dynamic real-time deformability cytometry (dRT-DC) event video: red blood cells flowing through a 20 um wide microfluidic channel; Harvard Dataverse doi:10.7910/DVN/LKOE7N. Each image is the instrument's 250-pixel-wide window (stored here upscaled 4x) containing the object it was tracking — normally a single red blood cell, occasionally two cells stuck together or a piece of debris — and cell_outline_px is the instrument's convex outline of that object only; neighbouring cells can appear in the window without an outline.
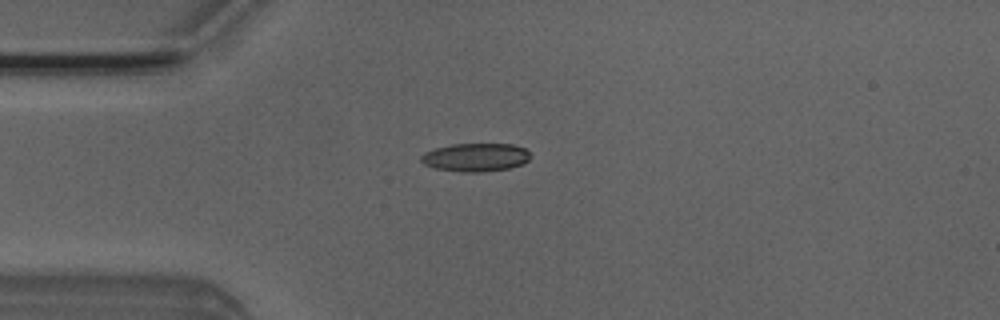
{"species": "Egyptian fruit bat (a non-hibernating species)", "species_latin": "Rousettus aegyptiacus", "temperature_condition": "room temperature", "stored_images_in_passage": 34, "camera_frame_rate_fps": 3000, "um_per_image_px": 0.085, "animal": {"sex": "male"}, "frame": {"image": 1, "passage_image": 2, "time_ms": 0.333, "image_size_px": [1000, 320], "cell_outline_px": [[532, 156], [528, 160], [520, 164], [508, 168], [484, 172], [464, 172], [432, 168], [424, 164], [420, 160], [420, 156], [424, 152], [436, 148], [452, 144], [512, 144], [524, 148]], "centroid_in_image_um": [40.39, 13.37], "position_along_channel_um": 44.6, "area_um2": 18.03}}
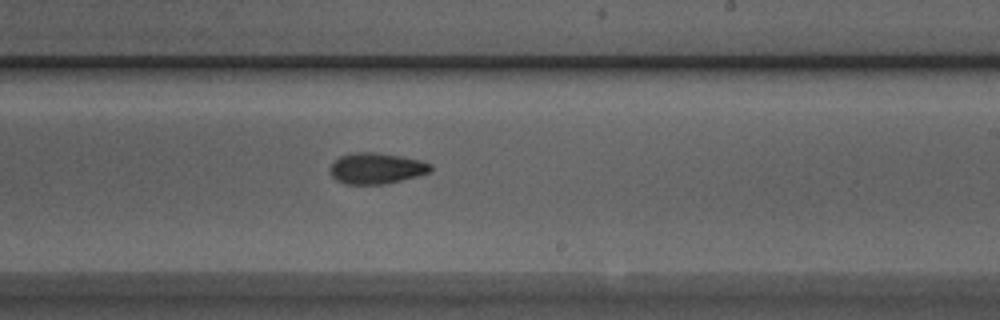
{"frame": {"image": 2, "passage_image": 19, "time_ms": 6.0, "image_size_px": [1000, 320], "cell_outline_px": [[432, 168], [428, 172], [416, 176], [384, 184], [344, 184], [336, 180], [332, 176], [328, 168], [340, 156], [356, 152], [376, 152], [400, 156], [420, 160], [432, 164]], "centroid_in_image_um": [31.96, 14.31], "position_along_channel_um": 257.0, "area_um2": 18.03}}
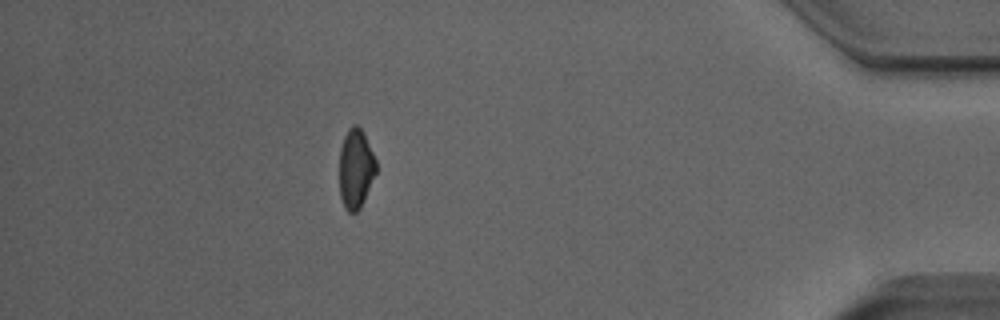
{"frame": {"image": 3, "passage_image": 34, "time_ms": 11.0, "image_size_px": [1000, 320], "cell_outline_px": [[376, 172], [364, 200], [360, 208], [356, 212], [348, 212], [344, 208], [340, 196], [340, 148], [344, 136], [348, 128], [352, 124], [356, 124], [360, 128], [376, 160]], "centroid_in_image_um": [30.22, 14.35], "position_along_channel_um": 405.0, "area_um2": 16.82}, "authors_computed_cell_mechanics": {"area_um2": 18.0914, "velocity_mm_per_s": 4.0386, "shape_relaxation_time_tau1_ms": 5.9037, "shape_relaxation_time_tau2_ms": 4.0302, "deformation_change_tau1": 0.1306, "deformation_change_tau2": 0.1026}}